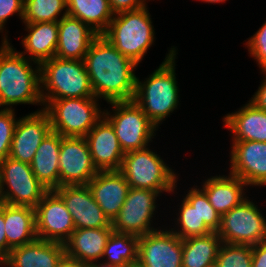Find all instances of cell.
<instances>
[{
    "label": "cell",
    "instance_id": "4",
    "mask_svg": "<svg viewBox=\"0 0 266 267\" xmlns=\"http://www.w3.org/2000/svg\"><path fill=\"white\" fill-rule=\"evenodd\" d=\"M147 9L145 6L114 14L108 29L102 34L120 53L137 65L155 42L154 26Z\"/></svg>",
    "mask_w": 266,
    "mask_h": 267
},
{
    "label": "cell",
    "instance_id": "9",
    "mask_svg": "<svg viewBox=\"0 0 266 267\" xmlns=\"http://www.w3.org/2000/svg\"><path fill=\"white\" fill-rule=\"evenodd\" d=\"M48 191L38 181L30 164L10 157L0 161L1 202L35 208Z\"/></svg>",
    "mask_w": 266,
    "mask_h": 267
},
{
    "label": "cell",
    "instance_id": "39",
    "mask_svg": "<svg viewBox=\"0 0 266 267\" xmlns=\"http://www.w3.org/2000/svg\"><path fill=\"white\" fill-rule=\"evenodd\" d=\"M252 267H266V239L252 245Z\"/></svg>",
    "mask_w": 266,
    "mask_h": 267
},
{
    "label": "cell",
    "instance_id": "19",
    "mask_svg": "<svg viewBox=\"0 0 266 267\" xmlns=\"http://www.w3.org/2000/svg\"><path fill=\"white\" fill-rule=\"evenodd\" d=\"M93 198L112 222L125 202L130 185L119 170L98 171L87 184Z\"/></svg>",
    "mask_w": 266,
    "mask_h": 267
},
{
    "label": "cell",
    "instance_id": "30",
    "mask_svg": "<svg viewBox=\"0 0 266 267\" xmlns=\"http://www.w3.org/2000/svg\"><path fill=\"white\" fill-rule=\"evenodd\" d=\"M178 208L177 231L171 228L180 239L192 236H204L213 232L203 220H200L199 213V188L192 187L182 200ZM180 227V229H179Z\"/></svg>",
    "mask_w": 266,
    "mask_h": 267
},
{
    "label": "cell",
    "instance_id": "6",
    "mask_svg": "<svg viewBox=\"0 0 266 267\" xmlns=\"http://www.w3.org/2000/svg\"><path fill=\"white\" fill-rule=\"evenodd\" d=\"M52 131L63 137H85L103 117L96 97L42 100Z\"/></svg>",
    "mask_w": 266,
    "mask_h": 267
},
{
    "label": "cell",
    "instance_id": "35",
    "mask_svg": "<svg viewBox=\"0 0 266 267\" xmlns=\"http://www.w3.org/2000/svg\"><path fill=\"white\" fill-rule=\"evenodd\" d=\"M246 46L260 69L266 70V21L259 30L248 39Z\"/></svg>",
    "mask_w": 266,
    "mask_h": 267
},
{
    "label": "cell",
    "instance_id": "15",
    "mask_svg": "<svg viewBox=\"0 0 266 267\" xmlns=\"http://www.w3.org/2000/svg\"><path fill=\"white\" fill-rule=\"evenodd\" d=\"M54 191L72 215L75 229L112 227L87 185H64Z\"/></svg>",
    "mask_w": 266,
    "mask_h": 267
},
{
    "label": "cell",
    "instance_id": "11",
    "mask_svg": "<svg viewBox=\"0 0 266 267\" xmlns=\"http://www.w3.org/2000/svg\"><path fill=\"white\" fill-rule=\"evenodd\" d=\"M159 195V191L130 187L120 212L111 222L113 231L140 237L157 230L151 226V219Z\"/></svg>",
    "mask_w": 266,
    "mask_h": 267
},
{
    "label": "cell",
    "instance_id": "38",
    "mask_svg": "<svg viewBox=\"0 0 266 267\" xmlns=\"http://www.w3.org/2000/svg\"><path fill=\"white\" fill-rule=\"evenodd\" d=\"M111 11L114 14L124 11H134L144 8L146 0H108Z\"/></svg>",
    "mask_w": 266,
    "mask_h": 267
},
{
    "label": "cell",
    "instance_id": "13",
    "mask_svg": "<svg viewBox=\"0 0 266 267\" xmlns=\"http://www.w3.org/2000/svg\"><path fill=\"white\" fill-rule=\"evenodd\" d=\"M97 173L85 137L61 136L59 187L87 185Z\"/></svg>",
    "mask_w": 266,
    "mask_h": 267
},
{
    "label": "cell",
    "instance_id": "17",
    "mask_svg": "<svg viewBox=\"0 0 266 267\" xmlns=\"http://www.w3.org/2000/svg\"><path fill=\"white\" fill-rule=\"evenodd\" d=\"M230 174L247 186L266 185V142L232 141Z\"/></svg>",
    "mask_w": 266,
    "mask_h": 267
},
{
    "label": "cell",
    "instance_id": "36",
    "mask_svg": "<svg viewBox=\"0 0 266 267\" xmlns=\"http://www.w3.org/2000/svg\"><path fill=\"white\" fill-rule=\"evenodd\" d=\"M199 213L200 220L213 231L217 232L221 225V215L210 204L206 193L199 188Z\"/></svg>",
    "mask_w": 266,
    "mask_h": 267
},
{
    "label": "cell",
    "instance_id": "29",
    "mask_svg": "<svg viewBox=\"0 0 266 267\" xmlns=\"http://www.w3.org/2000/svg\"><path fill=\"white\" fill-rule=\"evenodd\" d=\"M67 15L89 25L99 35L109 27L114 16L108 0H66Z\"/></svg>",
    "mask_w": 266,
    "mask_h": 267
},
{
    "label": "cell",
    "instance_id": "12",
    "mask_svg": "<svg viewBox=\"0 0 266 267\" xmlns=\"http://www.w3.org/2000/svg\"><path fill=\"white\" fill-rule=\"evenodd\" d=\"M34 209L37 238L65 244L75 225L62 198L50 190Z\"/></svg>",
    "mask_w": 266,
    "mask_h": 267
},
{
    "label": "cell",
    "instance_id": "40",
    "mask_svg": "<svg viewBox=\"0 0 266 267\" xmlns=\"http://www.w3.org/2000/svg\"><path fill=\"white\" fill-rule=\"evenodd\" d=\"M7 257V238L5 235L4 203H0V263Z\"/></svg>",
    "mask_w": 266,
    "mask_h": 267
},
{
    "label": "cell",
    "instance_id": "26",
    "mask_svg": "<svg viewBox=\"0 0 266 267\" xmlns=\"http://www.w3.org/2000/svg\"><path fill=\"white\" fill-rule=\"evenodd\" d=\"M228 176H212L202 185L210 204L221 216L246 199L243 187L247 184L230 173Z\"/></svg>",
    "mask_w": 266,
    "mask_h": 267
},
{
    "label": "cell",
    "instance_id": "23",
    "mask_svg": "<svg viewBox=\"0 0 266 267\" xmlns=\"http://www.w3.org/2000/svg\"><path fill=\"white\" fill-rule=\"evenodd\" d=\"M112 227L75 229L64 244L67 256L89 264L102 258Z\"/></svg>",
    "mask_w": 266,
    "mask_h": 267
},
{
    "label": "cell",
    "instance_id": "2",
    "mask_svg": "<svg viewBox=\"0 0 266 267\" xmlns=\"http://www.w3.org/2000/svg\"><path fill=\"white\" fill-rule=\"evenodd\" d=\"M7 37L5 35L0 47V108L13 109L12 105L17 104L44 106L40 65L36 64L33 69L32 61L17 52Z\"/></svg>",
    "mask_w": 266,
    "mask_h": 267
},
{
    "label": "cell",
    "instance_id": "28",
    "mask_svg": "<svg viewBox=\"0 0 266 267\" xmlns=\"http://www.w3.org/2000/svg\"><path fill=\"white\" fill-rule=\"evenodd\" d=\"M222 243L217 232L182 239V267H214Z\"/></svg>",
    "mask_w": 266,
    "mask_h": 267
},
{
    "label": "cell",
    "instance_id": "41",
    "mask_svg": "<svg viewBox=\"0 0 266 267\" xmlns=\"http://www.w3.org/2000/svg\"><path fill=\"white\" fill-rule=\"evenodd\" d=\"M262 72L265 74V79L261 82L262 84L259 86L257 92H255V95H253L250 102L257 108L266 111V70Z\"/></svg>",
    "mask_w": 266,
    "mask_h": 267
},
{
    "label": "cell",
    "instance_id": "27",
    "mask_svg": "<svg viewBox=\"0 0 266 267\" xmlns=\"http://www.w3.org/2000/svg\"><path fill=\"white\" fill-rule=\"evenodd\" d=\"M7 256L11 249L28 244L37 238L35 209L4 203Z\"/></svg>",
    "mask_w": 266,
    "mask_h": 267
},
{
    "label": "cell",
    "instance_id": "7",
    "mask_svg": "<svg viewBox=\"0 0 266 267\" xmlns=\"http://www.w3.org/2000/svg\"><path fill=\"white\" fill-rule=\"evenodd\" d=\"M119 171L132 188L171 193L177 187L175 171L149 147L125 153Z\"/></svg>",
    "mask_w": 266,
    "mask_h": 267
},
{
    "label": "cell",
    "instance_id": "20",
    "mask_svg": "<svg viewBox=\"0 0 266 267\" xmlns=\"http://www.w3.org/2000/svg\"><path fill=\"white\" fill-rule=\"evenodd\" d=\"M65 254L64 244L36 238L11 249L0 267H57Z\"/></svg>",
    "mask_w": 266,
    "mask_h": 267
},
{
    "label": "cell",
    "instance_id": "8",
    "mask_svg": "<svg viewBox=\"0 0 266 267\" xmlns=\"http://www.w3.org/2000/svg\"><path fill=\"white\" fill-rule=\"evenodd\" d=\"M108 104L112 105L114 113L111 115L104 110L103 117L113 126L124 153L149 146L158 128L141 108L133 100Z\"/></svg>",
    "mask_w": 266,
    "mask_h": 267
},
{
    "label": "cell",
    "instance_id": "32",
    "mask_svg": "<svg viewBox=\"0 0 266 267\" xmlns=\"http://www.w3.org/2000/svg\"><path fill=\"white\" fill-rule=\"evenodd\" d=\"M63 10L65 11L62 14ZM65 16H67L66 0H24L22 19L24 23L59 22Z\"/></svg>",
    "mask_w": 266,
    "mask_h": 267
},
{
    "label": "cell",
    "instance_id": "34",
    "mask_svg": "<svg viewBox=\"0 0 266 267\" xmlns=\"http://www.w3.org/2000/svg\"><path fill=\"white\" fill-rule=\"evenodd\" d=\"M17 121L14 109H0V161L9 157Z\"/></svg>",
    "mask_w": 266,
    "mask_h": 267
},
{
    "label": "cell",
    "instance_id": "31",
    "mask_svg": "<svg viewBox=\"0 0 266 267\" xmlns=\"http://www.w3.org/2000/svg\"><path fill=\"white\" fill-rule=\"evenodd\" d=\"M138 243V236L112 231L102 260L116 267H133L138 261Z\"/></svg>",
    "mask_w": 266,
    "mask_h": 267
},
{
    "label": "cell",
    "instance_id": "16",
    "mask_svg": "<svg viewBox=\"0 0 266 267\" xmlns=\"http://www.w3.org/2000/svg\"><path fill=\"white\" fill-rule=\"evenodd\" d=\"M51 131L49 114L44 109L18 119L9 157L30 164L37 148Z\"/></svg>",
    "mask_w": 266,
    "mask_h": 267
},
{
    "label": "cell",
    "instance_id": "43",
    "mask_svg": "<svg viewBox=\"0 0 266 267\" xmlns=\"http://www.w3.org/2000/svg\"><path fill=\"white\" fill-rule=\"evenodd\" d=\"M103 263H100L99 261H92L88 264V267H116L114 265H111L107 262L102 261ZM99 263V264H98Z\"/></svg>",
    "mask_w": 266,
    "mask_h": 267
},
{
    "label": "cell",
    "instance_id": "1",
    "mask_svg": "<svg viewBox=\"0 0 266 267\" xmlns=\"http://www.w3.org/2000/svg\"><path fill=\"white\" fill-rule=\"evenodd\" d=\"M94 96L107 103L131 101L136 92L137 64L120 53L102 34L84 58Z\"/></svg>",
    "mask_w": 266,
    "mask_h": 267
},
{
    "label": "cell",
    "instance_id": "10",
    "mask_svg": "<svg viewBox=\"0 0 266 267\" xmlns=\"http://www.w3.org/2000/svg\"><path fill=\"white\" fill-rule=\"evenodd\" d=\"M248 197L221 216L218 236L223 243L256 245L266 239V219Z\"/></svg>",
    "mask_w": 266,
    "mask_h": 267
},
{
    "label": "cell",
    "instance_id": "24",
    "mask_svg": "<svg viewBox=\"0 0 266 267\" xmlns=\"http://www.w3.org/2000/svg\"><path fill=\"white\" fill-rule=\"evenodd\" d=\"M28 35L22 39L25 51L20 52L23 56L27 53L33 64L41 65L43 62L55 57L58 44V22L24 23Z\"/></svg>",
    "mask_w": 266,
    "mask_h": 267
},
{
    "label": "cell",
    "instance_id": "44",
    "mask_svg": "<svg viewBox=\"0 0 266 267\" xmlns=\"http://www.w3.org/2000/svg\"><path fill=\"white\" fill-rule=\"evenodd\" d=\"M203 2H207V3H222L225 2L226 0H202Z\"/></svg>",
    "mask_w": 266,
    "mask_h": 267
},
{
    "label": "cell",
    "instance_id": "42",
    "mask_svg": "<svg viewBox=\"0 0 266 267\" xmlns=\"http://www.w3.org/2000/svg\"><path fill=\"white\" fill-rule=\"evenodd\" d=\"M57 267H88V264L82 263L65 254L57 264Z\"/></svg>",
    "mask_w": 266,
    "mask_h": 267
},
{
    "label": "cell",
    "instance_id": "37",
    "mask_svg": "<svg viewBox=\"0 0 266 267\" xmlns=\"http://www.w3.org/2000/svg\"><path fill=\"white\" fill-rule=\"evenodd\" d=\"M23 5L24 0H0V32L4 31L8 18L15 13L23 19Z\"/></svg>",
    "mask_w": 266,
    "mask_h": 267
},
{
    "label": "cell",
    "instance_id": "25",
    "mask_svg": "<svg viewBox=\"0 0 266 267\" xmlns=\"http://www.w3.org/2000/svg\"><path fill=\"white\" fill-rule=\"evenodd\" d=\"M61 135L51 131L37 148L30 166L38 181L49 191L59 188Z\"/></svg>",
    "mask_w": 266,
    "mask_h": 267
},
{
    "label": "cell",
    "instance_id": "3",
    "mask_svg": "<svg viewBox=\"0 0 266 267\" xmlns=\"http://www.w3.org/2000/svg\"><path fill=\"white\" fill-rule=\"evenodd\" d=\"M176 51L173 46L159 68L145 81L136 77L133 101L157 128L161 121L177 109L179 103V88L175 76Z\"/></svg>",
    "mask_w": 266,
    "mask_h": 267
},
{
    "label": "cell",
    "instance_id": "33",
    "mask_svg": "<svg viewBox=\"0 0 266 267\" xmlns=\"http://www.w3.org/2000/svg\"><path fill=\"white\" fill-rule=\"evenodd\" d=\"M214 267H252V245L222 243Z\"/></svg>",
    "mask_w": 266,
    "mask_h": 267
},
{
    "label": "cell",
    "instance_id": "21",
    "mask_svg": "<svg viewBox=\"0 0 266 267\" xmlns=\"http://www.w3.org/2000/svg\"><path fill=\"white\" fill-rule=\"evenodd\" d=\"M58 44L55 57L84 60L93 40L99 35L89 25L71 16L58 22Z\"/></svg>",
    "mask_w": 266,
    "mask_h": 267
},
{
    "label": "cell",
    "instance_id": "22",
    "mask_svg": "<svg viewBox=\"0 0 266 267\" xmlns=\"http://www.w3.org/2000/svg\"><path fill=\"white\" fill-rule=\"evenodd\" d=\"M237 112L224 116V126L233 134L232 141L266 142V111L250 101Z\"/></svg>",
    "mask_w": 266,
    "mask_h": 267
},
{
    "label": "cell",
    "instance_id": "18",
    "mask_svg": "<svg viewBox=\"0 0 266 267\" xmlns=\"http://www.w3.org/2000/svg\"><path fill=\"white\" fill-rule=\"evenodd\" d=\"M85 139L98 171L120 170L125 153L113 126L104 117L86 134Z\"/></svg>",
    "mask_w": 266,
    "mask_h": 267
},
{
    "label": "cell",
    "instance_id": "5",
    "mask_svg": "<svg viewBox=\"0 0 266 267\" xmlns=\"http://www.w3.org/2000/svg\"><path fill=\"white\" fill-rule=\"evenodd\" d=\"M40 79L42 100L95 97L84 60L53 57L40 65Z\"/></svg>",
    "mask_w": 266,
    "mask_h": 267
},
{
    "label": "cell",
    "instance_id": "14",
    "mask_svg": "<svg viewBox=\"0 0 266 267\" xmlns=\"http://www.w3.org/2000/svg\"><path fill=\"white\" fill-rule=\"evenodd\" d=\"M140 267H182V239L168 229H157L139 237Z\"/></svg>",
    "mask_w": 266,
    "mask_h": 267
}]
</instances>
